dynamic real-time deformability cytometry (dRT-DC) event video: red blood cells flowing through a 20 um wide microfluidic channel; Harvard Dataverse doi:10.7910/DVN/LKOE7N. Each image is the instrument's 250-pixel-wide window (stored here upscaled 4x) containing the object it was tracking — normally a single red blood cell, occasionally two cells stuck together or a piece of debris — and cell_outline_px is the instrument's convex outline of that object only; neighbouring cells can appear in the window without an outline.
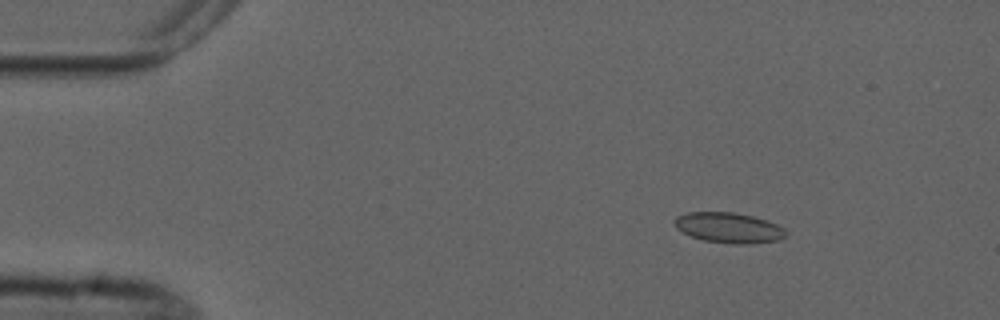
{"species": "common noctule bat (a hibernating species)", "species_latin": "Nyctalus noctula", "temperature_condition": "cold", "stored_images_in_passage": 5, "camera_frame_rate_fps": 3000, "um_per_image_px": 0.085, "animal": {"sex": "male", "forearm_length_mm": 52.5}, "frame": {"image": 1, "passage_image": 1, "time_ms": 0.0, "image_size_px": [1000, 320], "cell_outline_px": [[788, 232], [780, 240], [752, 244], [732, 244], [704, 240], [692, 236], [676, 228], [672, 220], [676, 216], [688, 212], [732, 212], [752, 216], [776, 224], [784, 228]], "centroid_in_image_um": [61.94, 19.36], "position_along_channel_um": 23.1, "area_um2": 19.71}}
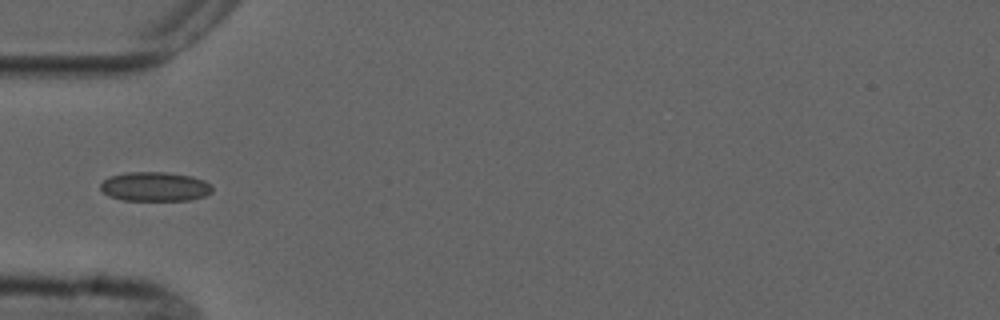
{"frame": {"image": 2, "passage_image": 4, "time_ms": 3.333, "image_size_px": [1000, 320], "cell_outline_px": [[212, 192], [204, 196], [192, 200], [120, 200], [108, 196], [100, 188], [100, 184], [108, 176], [124, 172], [168, 172], [192, 176], [204, 180], [212, 184]], "centroid_in_image_um": [13.16, 15.85], "position_along_channel_um": 71.8, "area_um2": 19.36}}